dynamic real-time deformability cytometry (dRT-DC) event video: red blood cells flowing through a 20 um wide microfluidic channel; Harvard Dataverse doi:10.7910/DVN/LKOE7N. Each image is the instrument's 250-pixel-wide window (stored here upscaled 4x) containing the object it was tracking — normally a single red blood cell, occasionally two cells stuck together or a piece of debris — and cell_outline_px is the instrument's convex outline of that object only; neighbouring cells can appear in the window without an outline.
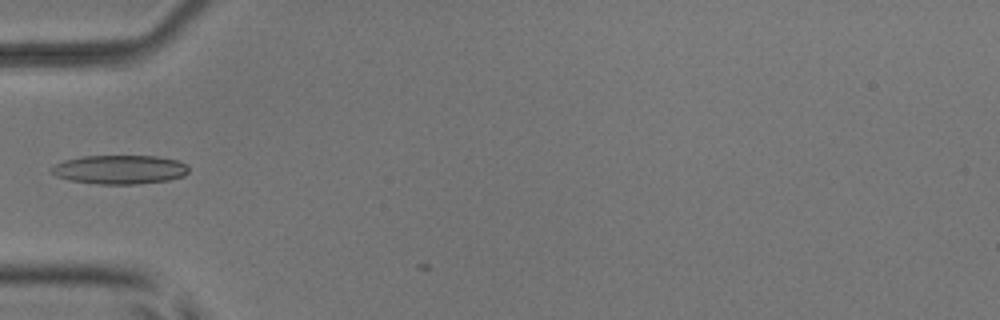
{"species": "common noctule bat (a hibernating species)", "species_latin": "Nyctalus noctula", "temperature_condition": "room temperature", "stored_images_in_passage": 6, "camera_frame_rate_fps": 3000, "um_per_image_px": 0.085, "animal": {"sex": "male", "body_mass_g": 17.9, "forearm_length_mm": 54.2}, "frame": {"image": 1, "passage_image": 1, "time_ms": 0.0, "image_size_px": [1000, 320], "cell_outline_px": [[188, 172], [184, 176], [168, 180], [136, 184], [96, 184], [68, 180], [56, 176], [48, 168], [64, 160], [84, 156], [156, 156], [180, 160], [188, 168]], "centroid_in_image_um": [10.16, 14.41], "position_along_channel_um": 74.8, "area_um2": 23.24}}
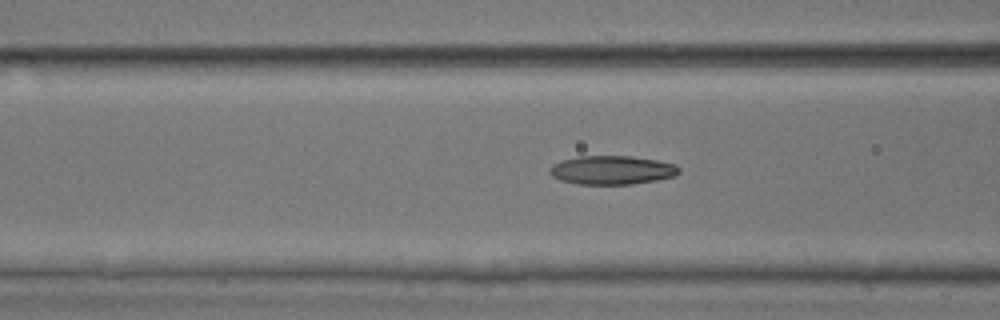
{"frame": {"image": 2, "passage_image": 4, "time_ms": 1.0, "image_size_px": [1000, 320], "cell_outline_px": [[680, 172], [676, 176], [656, 180], [632, 184], [576, 184], [560, 180], [552, 176], [548, 172], [548, 168], [552, 164], [564, 160], [580, 156], [632, 156], [656, 160], [676, 164], [680, 168]], "centroid_in_image_um": [52.02, 14.46], "position_along_channel_um": 114.6, "area_um2": 21.79}}